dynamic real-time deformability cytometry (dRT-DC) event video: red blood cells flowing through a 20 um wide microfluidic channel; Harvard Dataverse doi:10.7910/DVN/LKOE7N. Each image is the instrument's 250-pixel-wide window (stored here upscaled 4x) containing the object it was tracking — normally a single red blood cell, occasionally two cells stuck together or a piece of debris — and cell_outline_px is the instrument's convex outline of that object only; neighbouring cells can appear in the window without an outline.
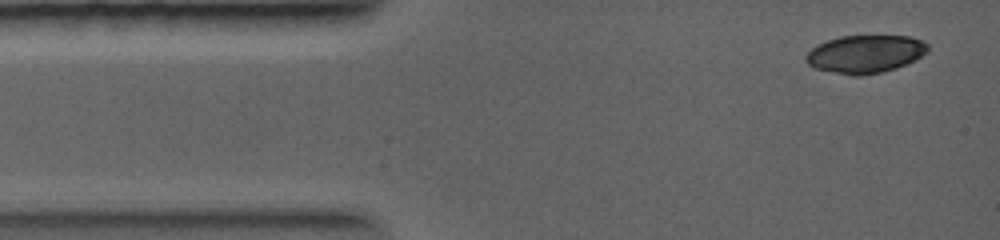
{"species": "common noctule bat (a hibernating species)", "species_latin": "Nyctalus noctula", "temperature_condition": "warm", "stored_images_in_passage": 3, "camera_frame_rate_fps": 5000, "um_per_image_px": 0.085, "animal": {"sex": "female", "body_mass_g": 19.0, "forearm_length_mm": 56.7}, "frame": {"image": 1, "passage_image": 1, "time_ms": 0.0, "image_size_px": [1000, 240], "cell_outline_px": [[928, 52], [896, 68], [880, 72], [860, 76], [852, 76], [816, 68], [808, 64], [804, 60], [804, 56], [816, 44], [840, 36], [912, 36], [928, 44]], "centroid_in_image_um": [73.51, 4.58], "position_along_channel_um": 11.5, "area_um2": 26.76}}
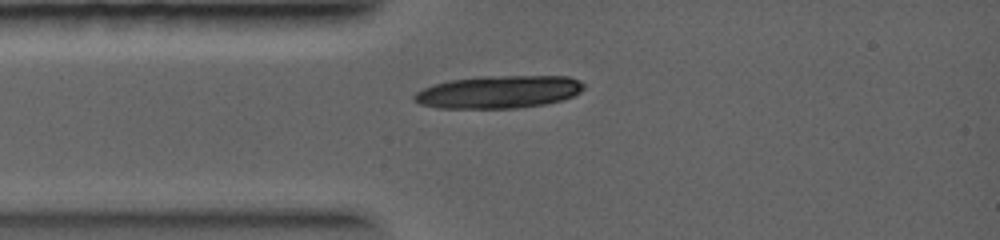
{"frame": {"image": 2, "passage_image": 3, "time_ms": 1.8, "image_size_px": [1000, 240], "cell_outline_px": [[584, 88], [580, 92], [564, 100], [544, 104], [516, 108], [436, 108], [420, 104], [412, 100], [412, 96], [416, 92], [432, 84], [452, 80], [476, 76], [568, 76], [580, 80], [584, 84]], "centroid_in_image_um": [42.37, 7.81], "position_along_channel_um": 42.6, "area_um2": 32.54}}